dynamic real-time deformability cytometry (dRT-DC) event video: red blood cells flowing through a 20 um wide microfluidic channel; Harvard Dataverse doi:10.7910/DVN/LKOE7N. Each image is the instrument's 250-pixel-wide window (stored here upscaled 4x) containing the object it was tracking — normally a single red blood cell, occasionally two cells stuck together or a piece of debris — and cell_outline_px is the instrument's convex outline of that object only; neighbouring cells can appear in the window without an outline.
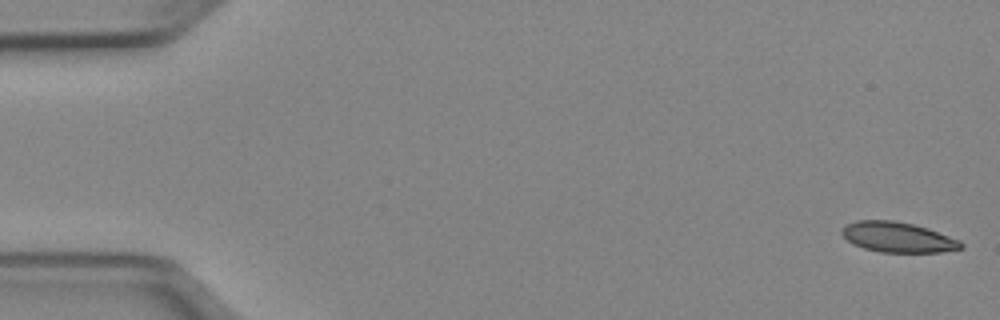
{"species": "Egyptian fruit bat (a non-hibernating species)", "species_latin": "Rousettus aegyptiacus", "temperature_condition": "cold", "stored_images_in_passage": 51, "camera_frame_rate_fps": 3000, "um_per_image_px": 0.085, "animal": {"sex": "female"}, "frame": {"image": 1, "passage_image": 1, "time_ms": 0.0, "image_size_px": [1000, 320], "cell_outline_px": [[964, 248], [940, 252], [880, 252], [864, 248], [852, 244], [840, 232], [844, 224], [856, 220], [892, 220], [912, 224], [928, 228], [960, 240], [964, 244]], "centroid_in_image_um": [76.3, 20.16], "position_along_channel_um": 8.7, "area_um2": 21.1}}
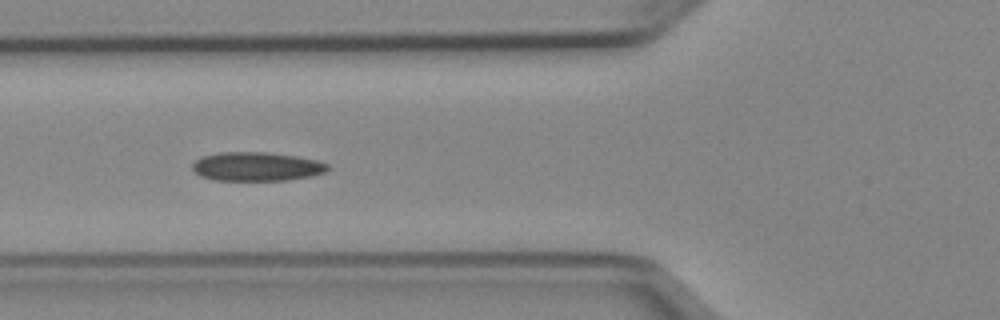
{"frame": {"image": 2, "passage_image": 19, "time_ms": 6.0, "image_size_px": [1000, 320], "cell_outline_px": [[328, 168], [324, 172], [312, 176], [284, 180], [212, 180], [200, 176], [192, 168], [192, 164], [200, 156], [220, 152], [268, 152], [296, 156], [316, 160], [328, 164]], "centroid_in_image_um": [21.77, 14.15], "position_along_channel_um": 104.0, "area_um2": 22.77}}
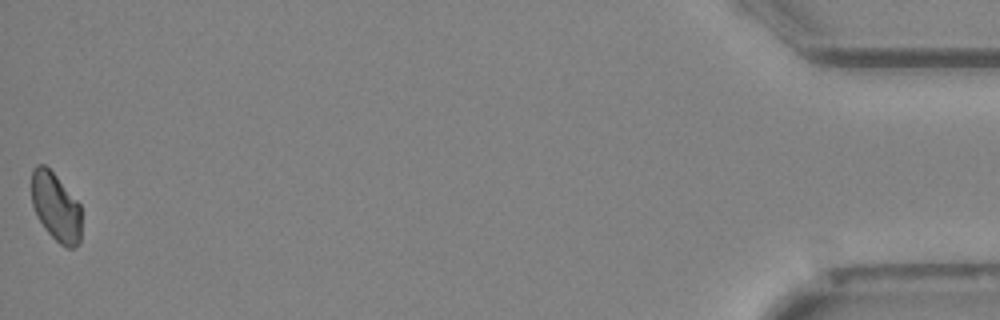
{"frame": {"image": 3, "passage_image": 51, "time_ms": 16.667, "image_size_px": [1000, 320], "cell_outline_px": [[80, 244], [72, 248], [68, 248], [60, 244], [44, 228], [32, 204], [32, 168], [36, 164], [44, 164], [56, 176], [80, 204]], "centroid_in_image_um": [4.74, 17.59], "position_along_channel_um": 430.5, "area_um2": 19.65}}